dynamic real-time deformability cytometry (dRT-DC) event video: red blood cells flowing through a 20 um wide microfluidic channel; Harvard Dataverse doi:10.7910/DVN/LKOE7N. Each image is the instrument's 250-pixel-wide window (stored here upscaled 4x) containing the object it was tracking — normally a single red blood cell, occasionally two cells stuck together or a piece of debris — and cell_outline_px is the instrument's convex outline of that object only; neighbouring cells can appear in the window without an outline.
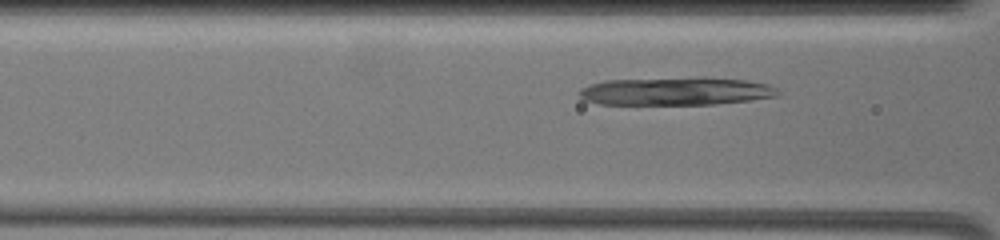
{"species": "common noctule bat (a hibernating species)", "species_latin": "Nyctalus noctula", "temperature_condition": "warm", "stored_images_in_passage": 8, "camera_frame_rate_fps": 3000, "um_per_image_px": 0.085, "animal": {"sex": "female", "body_mass_g": 19.5, "forearm_length_mm": 54.1}, "frame": {"image": 1, "passage_image": 6, "time_ms": 1.333, "image_size_px": [1000, 240], "cell_outline_px": [[780, 92], [776, 96], [752, 100], [712, 104], [600, 104], [584, 100], [576, 92], [580, 88], [588, 84], [604, 80], [696, 76], [704, 76], [744, 80], [768, 84], [776, 88]], "centroid_in_image_um": [57.41, 7.73], "position_along_channel_um": 109.2, "area_um2": 33.06}}